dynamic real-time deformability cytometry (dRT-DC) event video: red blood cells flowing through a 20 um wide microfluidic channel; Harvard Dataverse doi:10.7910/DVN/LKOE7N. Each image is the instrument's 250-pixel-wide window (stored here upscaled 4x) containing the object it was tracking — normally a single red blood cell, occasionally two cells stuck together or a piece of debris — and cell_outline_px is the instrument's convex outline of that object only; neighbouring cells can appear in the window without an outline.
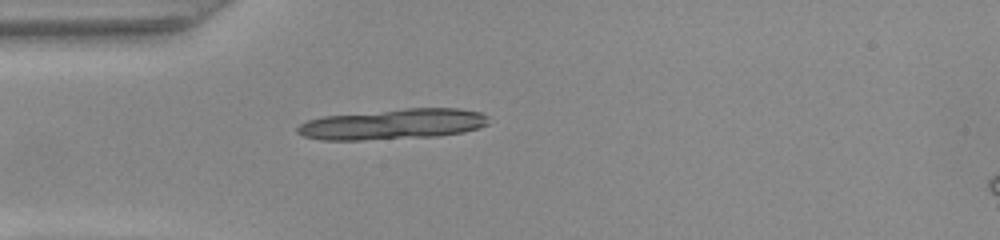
{"species": "common noctule bat (a hibernating species)", "species_latin": "Nyctalus noctula", "temperature_condition": "warm", "stored_images_in_passage": 33, "camera_frame_rate_fps": 3000, "um_per_image_px": 0.085, "animal": {"sex": "female", "body_mass_g": 22.0, "forearm_length_mm": 56.7}, "frame": {"image": 1, "passage_image": 1, "time_ms": 0.0, "image_size_px": [1000, 240], "cell_outline_px": [[488, 124], [480, 128], [464, 132], [440, 136], [364, 140], [320, 140], [304, 136], [296, 132], [296, 128], [300, 124], [308, 120], [324, 116], [408, 108], [456, 108], [480, 112], [488, 116]], "centroid_in_image_um": [33.42, 10.56], "position_along_channel_um": 51.6, "area_um2": 34.1}, "authors_computed_cell_mechanics": {"area_um2": 18.2648, "velocity_mm_per_s": 4.0489, "shape_relaxation_time_tau1_ms": 5.8121, "shape_relaxation_time_tau2_ms": 1.8242, "deformation_change_tau1": 0.2247, "deformation_change_tau2": 0.0682}}